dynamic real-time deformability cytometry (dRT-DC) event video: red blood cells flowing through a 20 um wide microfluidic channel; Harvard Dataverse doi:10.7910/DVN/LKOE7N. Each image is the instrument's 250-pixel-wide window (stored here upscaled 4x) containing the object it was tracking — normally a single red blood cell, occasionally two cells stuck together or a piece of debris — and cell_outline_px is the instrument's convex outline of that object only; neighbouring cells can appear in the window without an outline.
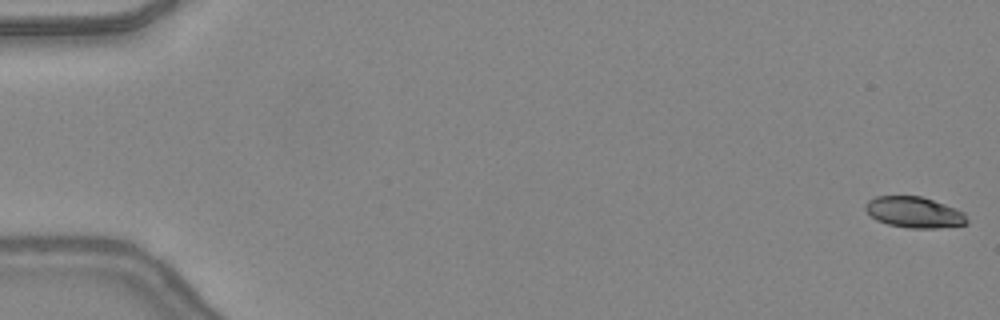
{"species": "common noctule bat (a hibernating species)", "species_latin": "Nyctalus noctula", "temperature_condition": "warm", "stored_images_in_passage": 48, "camera_frame_rate_fps": 3000, "um_per_image_px": 0.085, "animal": {"sex": "female", "body_mass_g": 24.6, "forearm_length_mm": 56.2}, "frame": {"image": 1, "passage_image": 1, "time_ms": 0.0, "image_size_px": [1000, 320], "cell_outline_px": [[968, 224], [936, 228], [908, 228], [888, 224], [876, 220], [864, 208], [864, 204], [868, 200], [876, 196], [920, 196], [956, 208], [964, 212], [968, 220]], "centroid_in_image_um": [77.71, 18.04], "position_along_channel_um": 7.3, "area_um2": 18.32}}
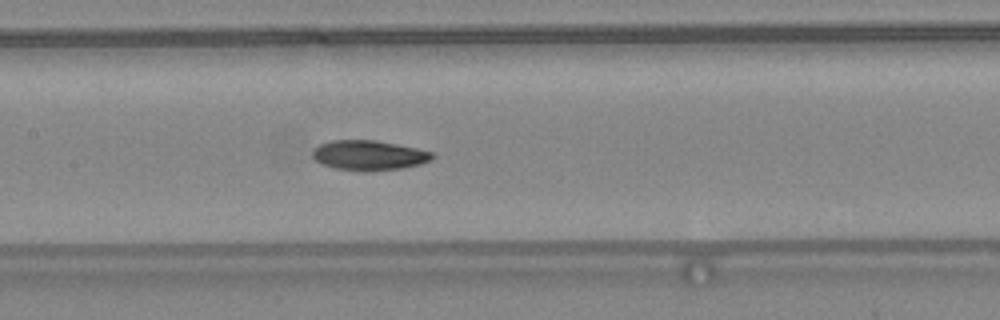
{"frame": {"image": 2, "passage_image": 24, "time_ms": 7.667, "image_size_px": [1000, 320], "cell_outline_px": [[436, 156], [432, 160], [420, 164], [404, 168], [372, 172], [364, 172], [336, 168], [320, 164], [312, 156], [312, 152], [320, 144], [332, 140], [376, 140], [416, 148], [432, 152]], "centroid_in_image_um": [31.38, 13.22], "position_along_channel_um": 176.0, "area_um2": 21.1}}
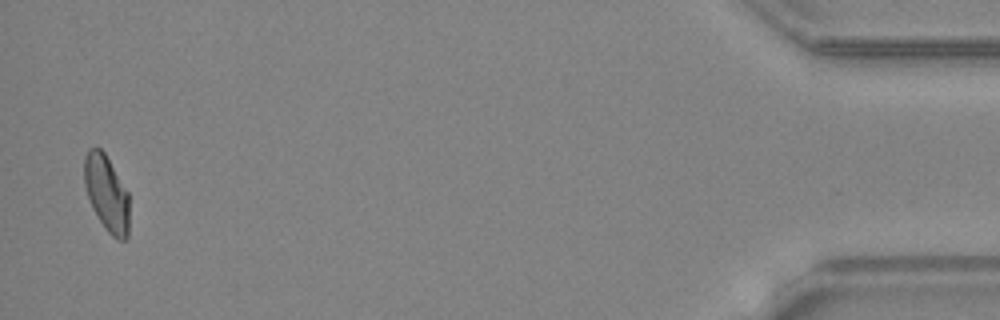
{"frame": {"image": 3, "passage_image": 47, "time_ms": 15.333, "image_size_px": [1000, 320], "cell_outline_px": [[128, 236], [124, 240], [116, 240], [108, 232], [92, 208], [84, 184], [84, 156], [88, 148], [100, 148], [104, 152], [128, 192]], "centroid_in_image_um": [9.05, 16.42], "position_along_channel_um": 426.2, "area_um2": 19.77}, "authors_computed_cell_mechanics": {"area_um2": 20.4901, "velocity_mm_per_s": 4.4027, "shape_relaxation_time_tau1_ms": 3.95, "shape_relaxation_time_tau2_ms": 4.4743, "deformation_change_tau1": 0.1681, "deformation_change_tau2": 0.1095}}